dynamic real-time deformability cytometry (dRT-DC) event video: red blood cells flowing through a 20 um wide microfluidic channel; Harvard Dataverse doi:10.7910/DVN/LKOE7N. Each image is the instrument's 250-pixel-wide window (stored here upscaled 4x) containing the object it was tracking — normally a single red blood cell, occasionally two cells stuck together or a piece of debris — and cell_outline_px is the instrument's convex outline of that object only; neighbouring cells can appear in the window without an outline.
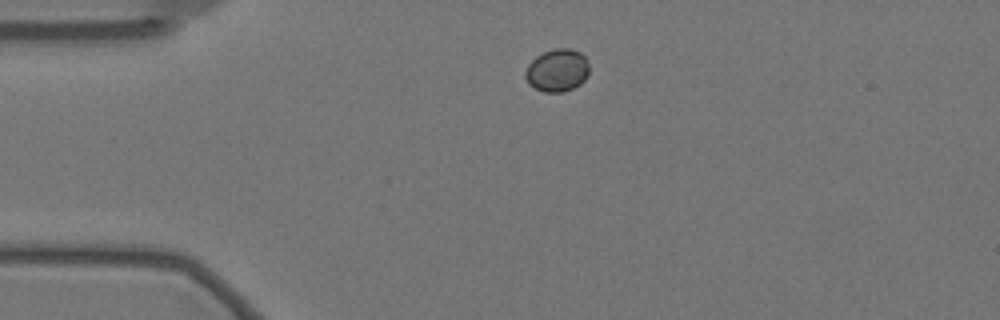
{"species": "Egyptian fruit bat (a non-hibernating species)", "species_latin": "Rousettus aegyptiacus", "temperature_condition": "warm", "stored_images_in_passage": 6, "camera_frame_rate_fps": 3000, "um_per_image_px": 0.085, "animal": {"sex": "female"}, "frame": {"image": 1, "passage_image": 1, "time_ms": 0.0, "image_size_px": [1000, 320], "cell_outline_px": [[588, 76], [580, 84], [572, 88], [560, 92], [544, 92], [528, 84], [524, 76], [524, 72], [528, 64], [536, 56], [544, 52], [556, 48], [568, 48], [580, 52], [584, 56], [588, 64]], "centroid_in_image_um": [47.34, 5.98], "position_along_channel_um": 37.7, "area_um2": 15.84}}